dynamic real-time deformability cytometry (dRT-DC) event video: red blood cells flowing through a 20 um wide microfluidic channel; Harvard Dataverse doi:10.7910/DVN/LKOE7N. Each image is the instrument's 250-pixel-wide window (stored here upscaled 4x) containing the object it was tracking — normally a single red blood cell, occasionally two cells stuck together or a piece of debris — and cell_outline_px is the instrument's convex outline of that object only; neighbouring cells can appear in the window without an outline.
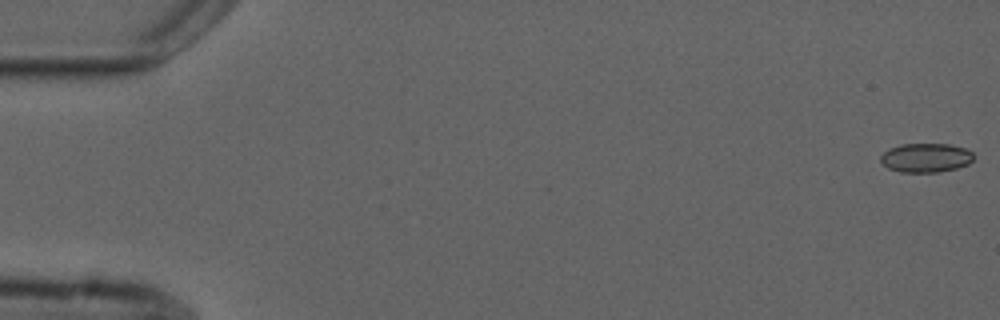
{"species": "common noctule bat (a hibernating species)", "species_latin": "Nyctalus noctula", "temperature_condition": "cold", "stored_images_in_passage": 55, "camera_frame_rate_fps": 3000, "um_per_image_px": 0.085, "animal": {"sex": "male", "forearm_length_mm": 52.5}, "frame": {"image": 1, "passage_image": 1, "time_ms": 0.0, "image_size_px": [1000, 320], "cell_outline_px": [[972, 160], [968, 164], [956, 168], [940, 172], [900, 172], [888, 168], [880, 160], [880, 156], [888, 148], [900, 144], [948, 144], [964, 148], [972, 152]], "centroid_in_image_um": [78.66, 13.41], "position_along_channel_um": 6.3, "area_um2": 15.72}}
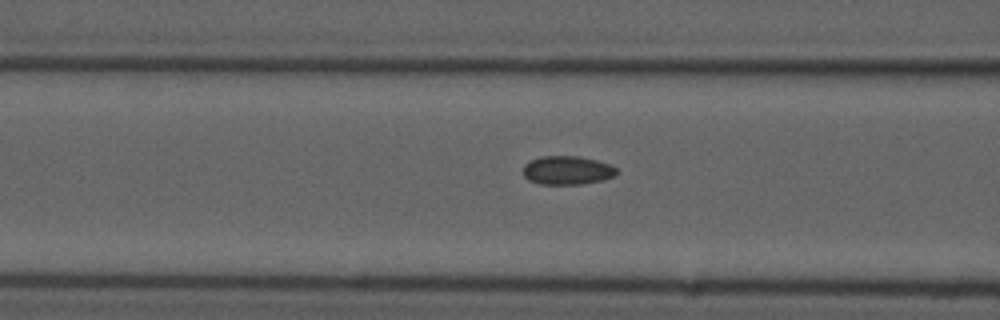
{"frame": {"image": 2, "passage_image": 22, "time_ms": 7.0, "image_size_px": [1000, 320], "cell_outline_px": [[616, 172], [612, 176], [604, 180], [584, 184], [540, 184], [528, 180], [524, 176], [524, 164], [532, 160], [544, 156], [580, 156], [612, 164], [616, 168]], "centroid_in_image_um": [48.23, 14.48], "position_along_channel_um": 118.4, "area_um2": 15.61}}
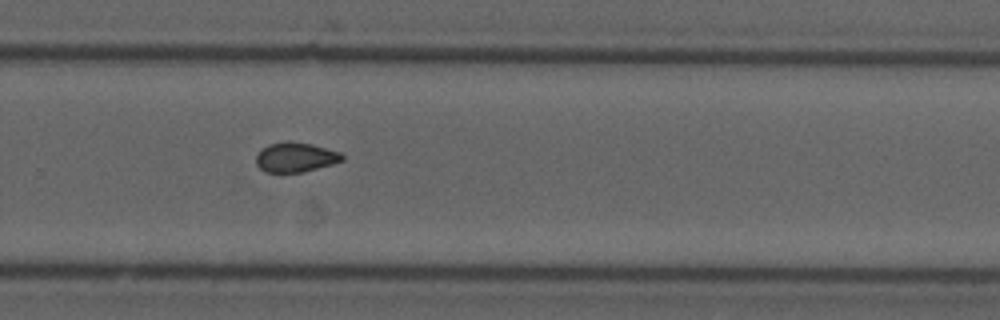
{"frame": {"image": 3, "passage_image": 37, "time_ms": 12.0, "image_size_px": [1000, 320], "cell_outline_px": [[344, 160], [332, 164], [300, 172], [264, 172], [256, 164], [256, 156], [268, 144], [288, 140], [312, 144], [340, 152], [344, 156]], "centroid_in_image_um": [25.12, 13.35], "position_along_channel_um": 304.7, "area_um2": 14.8}, "authors_computed_cell_mechanics": {"area_um2": 15.4904, "velocity_mm_per_s": 3.7315, "shape_relaxation_time_tau1_ms": null, "shape_relaxation_time_tau2_ms": 2.1504, "deformation_change_tau1": null, "deformation_change_tau2": 0.0577}}